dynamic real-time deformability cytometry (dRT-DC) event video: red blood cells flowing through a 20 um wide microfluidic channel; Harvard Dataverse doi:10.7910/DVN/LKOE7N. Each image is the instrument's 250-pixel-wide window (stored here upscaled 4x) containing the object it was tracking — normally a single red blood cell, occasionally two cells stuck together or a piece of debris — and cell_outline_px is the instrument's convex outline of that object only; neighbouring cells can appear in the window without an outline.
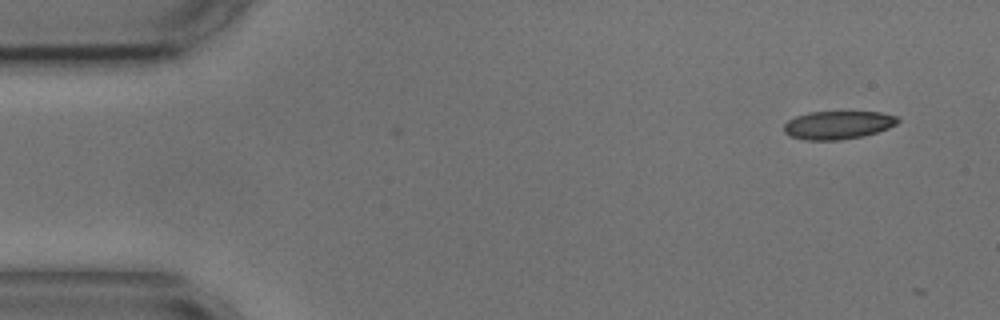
{"species": "common noctule bat (a hibernating species)", "species_latin": "Nyctalus noctula", "temperature_condition": "cold", "stored_images_in_passage": 5, "camera_frame_rate_fps": 3000, "um_per_image_px": 0.085, "animal": {"sex": "male", "body_mass_g": 17.9, "forearm_length_mm": 54.2}, "frame": {"image": 1, "passage_image": 2, "time_ms": 0.333, "image_size_px": [1000, 320], "cell_outline_px": [[900, 120], [896, 124], [888, 128], [864, 136], [840, 140], [804, 140], [792, 136], [784, 132], [784, 124], [788, 120], [796, 116], [808, 112], [880, 112], [896, 116]], "centroid_in_image_um": [71.22, 10.63], "position_along_channel_um": 13.8, "area_um2": 18.67}}